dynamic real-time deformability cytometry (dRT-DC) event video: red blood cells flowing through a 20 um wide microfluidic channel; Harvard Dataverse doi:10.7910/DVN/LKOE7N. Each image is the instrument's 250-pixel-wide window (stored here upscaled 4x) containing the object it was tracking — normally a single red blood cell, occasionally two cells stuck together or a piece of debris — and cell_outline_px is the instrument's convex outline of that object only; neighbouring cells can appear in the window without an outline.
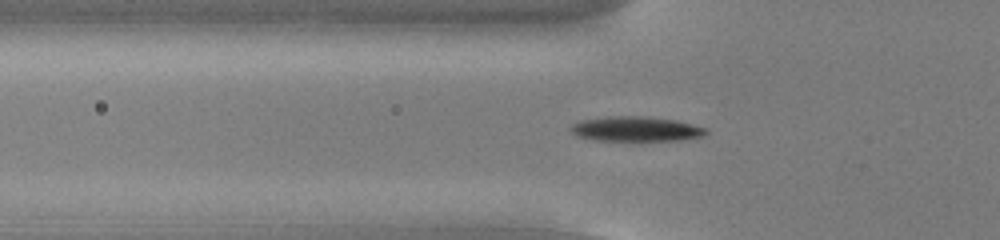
{"species": "common noctule bat (a hibernating species)", "species_latin": "Nyctalus noctula", "temperature_condition": "cold", "stored_images_in_passage": 55, "camera_frame_rate_fps": 3000, "um_per_image_px": 0.085, "animal": {"sex": "male", "body_mass_g": 13.0, "forearm_length_mm": 53.1}, "frame": {"image": 1, "passage_image": 19, "time_ms": 6.0, "image_size_px": [1000, 240], "cell_outline_px": [[708, 132], [704, 136], [680, 140], [596, 140], [576, 136], [568, 128], [572, 124], [580, 120], [608, 116], [644, 116], [676, 120], [708, 128]], "centroid_in_image_um": [54.05, 10.95], "position_along_channel_um": 71.7, "area_um2": 19.65}}
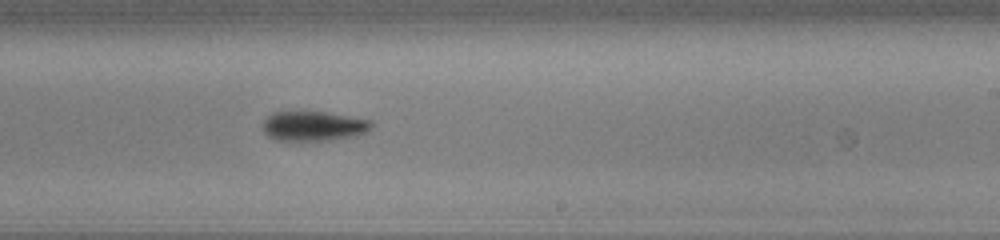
{"frame": {"image": 2, "passage_image": 34, "time_ms": 11.0, "image_size_px": [1000, 240], "cell_outline_px": [[372, 128], [368, 132], [356, 136], [328, 140], [276, 140], [268, 136], [264, 132], [264, 120], [272, 112], [324, 112], [372, 120]], "centroid_in_image_um": [26.68, 10.72], "position_along_channel_um": 262.3, "area_um2": 18.73}}
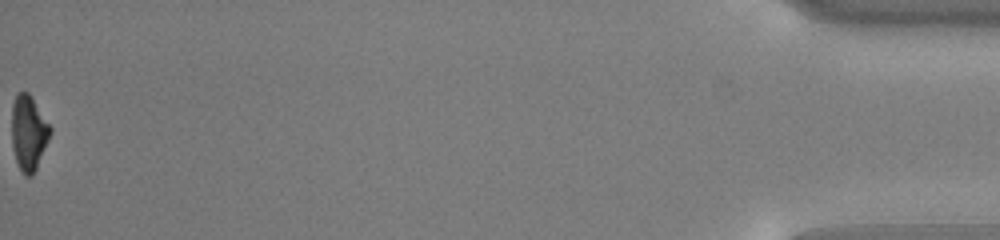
{"frame": {"image": 3, "passage_image": 55, "time_ms": 18.0, "image_size_px": [1000, 240], "cell_outline_px": [[52, 132], [36, 168], [28, 176], [24, 176], [16, 160], [12, 148], [12, 104], [16, 96], [20, 92], [28, 92], [52, 128]], "centroid_in_image_um": [2.43, 11.28], "position_along_channel_um": 432.8, "area_um2": 16.53}, "authors_computed_cell_mechanics": {"area_um2": 18.207, "velocity_mm_per_s": 3.8254, "shape_relaxation_time_tau1_ms": 1.4107, "shape_relaxation_time_tau2_ms": null, "deformation_change_tau1": 0.1119, "deformation_change_tau2": null}}